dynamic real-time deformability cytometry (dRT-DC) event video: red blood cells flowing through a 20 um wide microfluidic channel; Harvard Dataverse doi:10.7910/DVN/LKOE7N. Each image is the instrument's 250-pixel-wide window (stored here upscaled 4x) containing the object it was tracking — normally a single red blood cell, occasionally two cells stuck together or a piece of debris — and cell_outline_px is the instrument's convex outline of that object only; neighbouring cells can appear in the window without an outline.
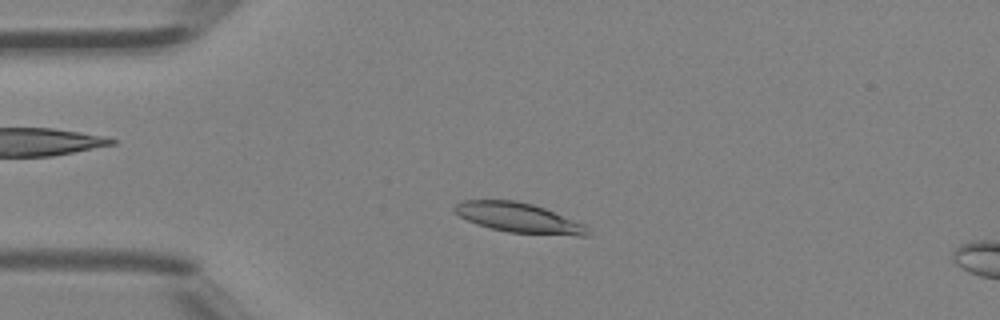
{"species": "Egyptian fruit bat (a non-hibernating species)", "species_latin": "Rousettus aegyptiacus", "temperature_condition": "room temperature", "stored_images_in_passage": 38, "camera_frame_rate_fps": 3000, "um_per_image_px": 0.085, "animal": {"sex": "female"}, "frame": {"image": 1, "passage_image": 4, "time_ms": 1.0, "image_size_px": [1000, 320], "cell_outline_px": [[588, 236], [576, 236], [508, 232], [488, 228], [476, 224], [452, 212], [452, 208], [456, 204], [464, 200], [516, 200], [532, 204], [544, 208], [584, 224], [588, 228]], "centroid_in_image_um": [44.06, 18.51], "position_along_channel_um": 40.9, "area_um2": 23.12}}
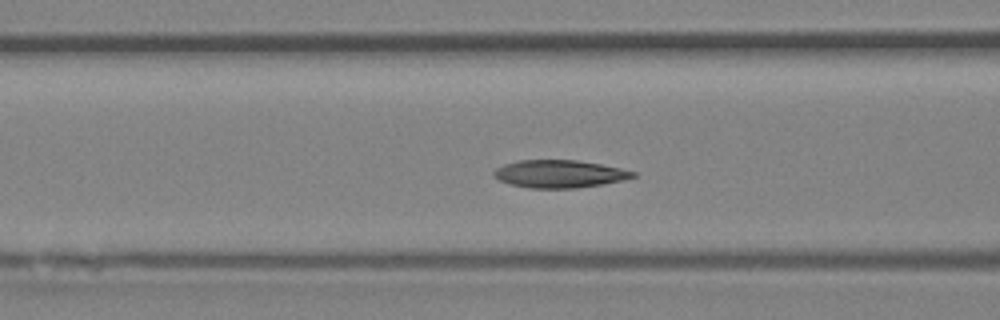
{"frame": {"image": 2, "passage_image": 11, "time_ms": 3.333, "image_size_px": [1000, 320], "cell_outline_px": [[636, 176], [624, 180], [576, 188], [528, 188], [512, 184], [500, 180], [492, 176], [492, 172], [496, 168], [504, 164], [520, 160], [576, 160], [600, 164], [620, 168], [636, 172]], "centroid_in_image_um": [47.53, 14.78], "position_along_channel_um": 119.1, "area_um2": 22.31}}
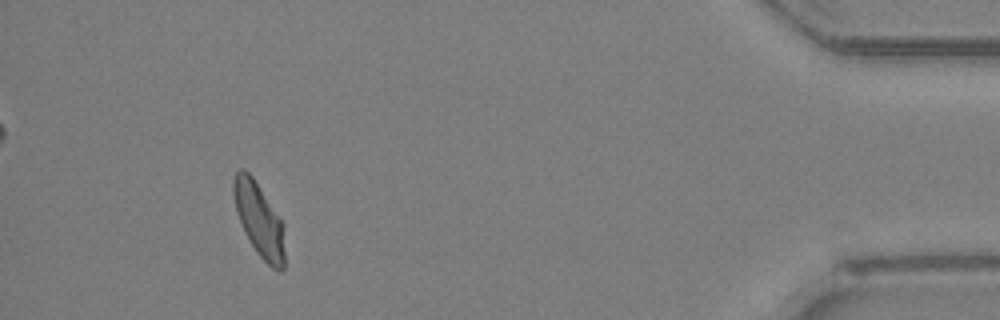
{"frame": {"image": 3, "passage_image": 35, "time_ms": 11.333, "image_size_px": [1000, 320], "cell_outline_px": [[284, 268], [280, 272], [272, 268], [256, 252], [236, 212], [232, 192], [232, 180], [236, 172], [240, 168], [244, 168], [252, 176], [284, 224]], "centroid_in_image_um": [22.02, 18.66], "position_along_channel_um": 413.2, "area_um2": 21.79}, "authors_computed_cell_mechanics": {"area_um2": 22.2241, "velocity_mm_per_s": 4.4846, "shape_relaxation_time_tau1_ms": 10.5099, "shape_relaxation_time_tau2_ms": 4.2679, "deformation_change_tau1": 0.2292, "deformation_change_tau2": 0.0876}}